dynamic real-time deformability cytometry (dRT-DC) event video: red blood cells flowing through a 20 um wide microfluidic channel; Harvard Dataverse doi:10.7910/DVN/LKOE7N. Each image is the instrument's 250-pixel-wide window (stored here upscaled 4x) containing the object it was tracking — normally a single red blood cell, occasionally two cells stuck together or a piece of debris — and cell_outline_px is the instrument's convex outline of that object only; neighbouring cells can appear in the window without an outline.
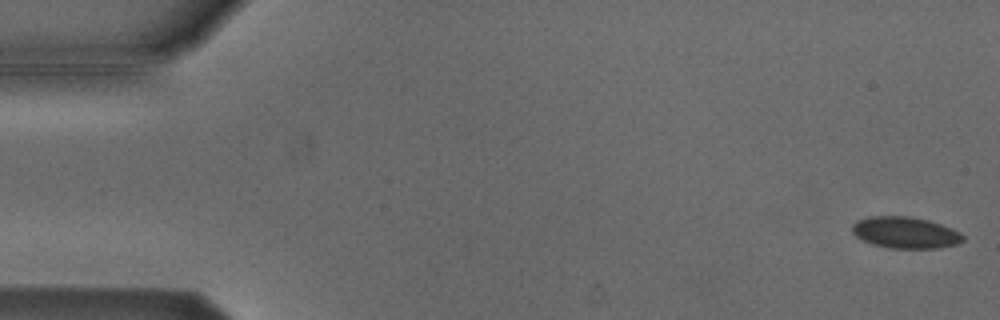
{"species": "Egyptian fruit bat (a non-hibernating species)", "species_latin": "Rousettus aegyptiacus", "temperature_condition": "cold", "stored_images_in_passage": 55, "camera_frame_rate_fps": 3000, "um_per_image_px": 0.085, "animal": {"sex": "male"}, "frame": {"image": 1, "passage_image": 1, "time_ms": 0.0, "image_size_px": [1000, 320], "cell_outline_px": [[964, 240], [956, 244], [940, 248], [892, 248], [872, 244], [856, 236], [852, 232], [852, 224], [856, 220], [872, 216], [908, 216], [928, 220], [940, 224], [960, 232], [964, 236]], "centroid_in_image_um": [76.94, 19.76], "position_along_channel_um": 8.1, "area_um2": 20.23}}
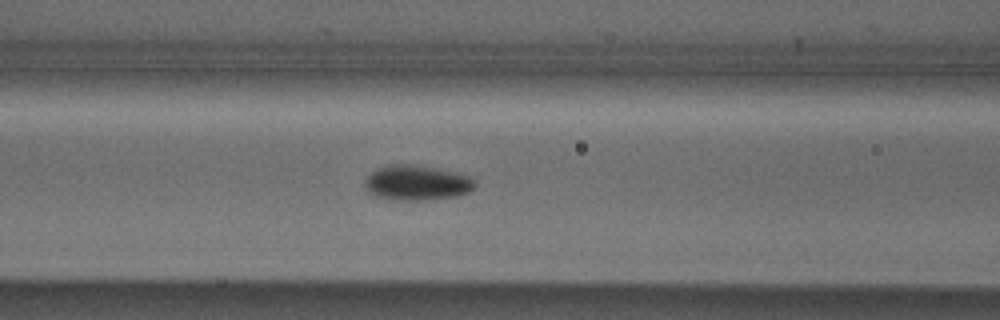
{"frame": {"image": 2, "passage_image": 22, "time_ms": 7.0, "image_size_px": [1000, 320], "cell_outline_px": [[476, 184], [468, 192], [456, 196], [420, 200], [388, 200], [376, 196], [368, 192], [364, 184], [364, 180], [376, 168], [388, 164], [416, 164], [456, 172], [472, 176], [476, 180]], "centroid_in_image_um": [35.41, 15.52], "position_along_channel_um": 131.2, "area_um2": 22.77}}
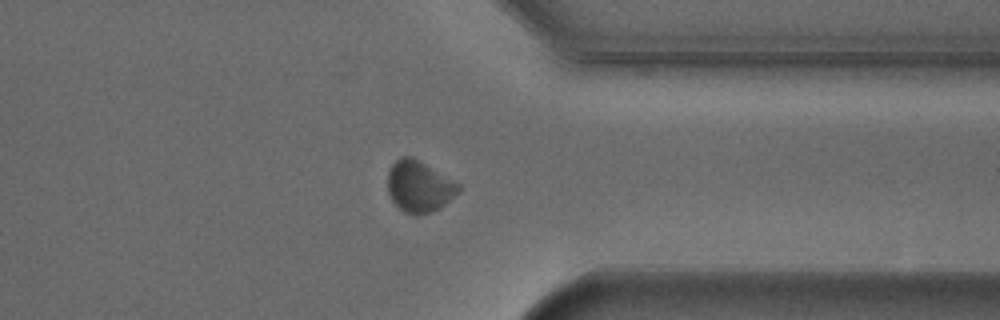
{"frame": {"image": 3, "passage_image": 42, "time_ms": 13.667, "image_size_px": [1000, 320], "cell_outline_px": [[460, 188], [440, 208], [432, 212], [416, 216], [404, 212], [392, 200], [388, 192], [388, 172], [392, 164], [400, 156], [412, 156], [420, 160], [460, 184]], "centroid_in_image_um": [35.6, 15.84], "position_along_channel_um": 375.8, "area_um2": 21.1}, "authors_computed_cell_mechanics": {"area_um2": 20.519, "velocity_mm_per_s": 3.747, "shape_relaxation_time_tau1_ms": 1.2908, "shape_relaxation_time_tau2_ms": null, "deformation_change_tau1": 0.059, "deformation_change_tau2": null}}